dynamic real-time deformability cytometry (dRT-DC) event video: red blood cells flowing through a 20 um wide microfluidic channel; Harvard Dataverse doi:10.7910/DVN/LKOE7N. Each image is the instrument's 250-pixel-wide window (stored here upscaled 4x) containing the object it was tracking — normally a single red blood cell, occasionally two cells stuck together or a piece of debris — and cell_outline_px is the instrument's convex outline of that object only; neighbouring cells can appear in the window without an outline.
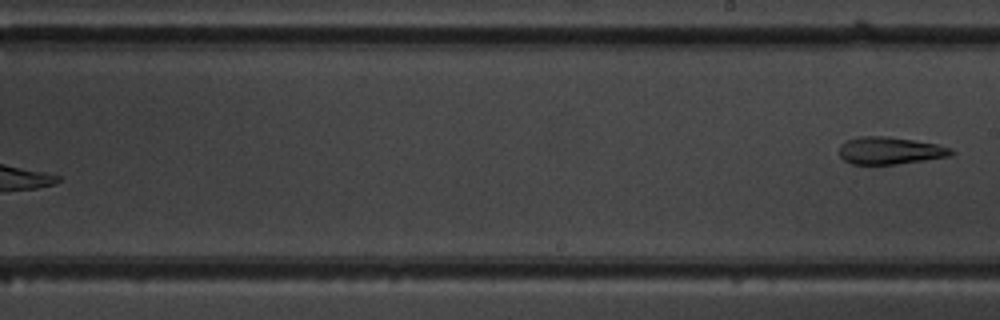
{"species": "common noctule bat (a hibernating species)", "species_latin": "Nyctalus noctula", "temperature_condition": "warm", "stored_images_in_passage": 11, "segment_of_instrument_passage": [2, 2], "camera_frame_rate_fps": 3000, "um_per_image_px": 0.085, "animal": {"sex": "male", "body_mass_g": 19.5, "forearm_length_mm": 54.6}, "frame": {"image": 1, "passage_image": 11, "time_ms": 11.667, "image_size_px": [1000, 320], "cell_outline_px": [[956, 152], [948, 156], [924, 160], [896, 164], [852, 164], [844, 160], [840, 156], [840, 144], [848, 140], [860, 136], [888, 136], [936, 144], [952, 148]], "centroid_in_image_um": [75.64, 12.8], "position_along_channel_um": 213.4, "area_um2": 17.69}}